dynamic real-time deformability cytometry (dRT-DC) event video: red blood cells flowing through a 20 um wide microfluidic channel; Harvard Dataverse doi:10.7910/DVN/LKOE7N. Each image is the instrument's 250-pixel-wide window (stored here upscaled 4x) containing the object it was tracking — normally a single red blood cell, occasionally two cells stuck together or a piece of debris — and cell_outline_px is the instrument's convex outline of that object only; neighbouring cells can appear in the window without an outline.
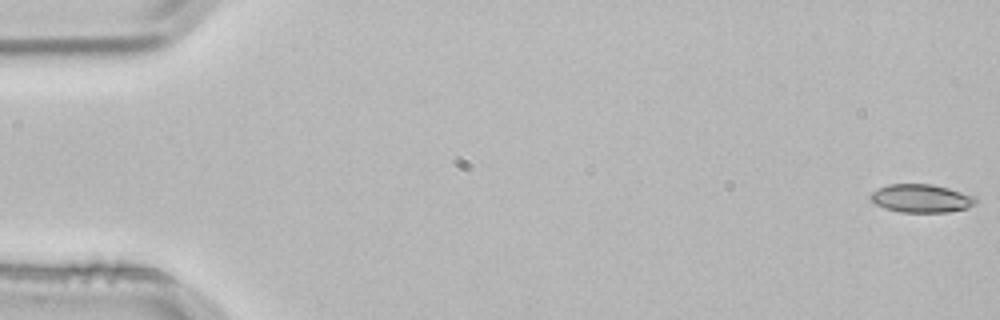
{"species": "common noctule bat (a hibernating species)", "species_latin": "Nyctalus noctula", "temperature_condition": "room temperature", "stored_images_in_passage": 4, "camera_frame_rate_fps": 3000, "um_per_image_px": 0.085, "animal": {"sex": "male", "body_mass_g": 21.5, "forearm_length_mm": 52.0}, "frame": {"image": 1, "passage_image": 1, "time_ms": 0.0, "image_size_px": [1000, 320], "cell_outline_px": [[976, 204], [968, 208], [948, 212], [900, 212], [884, 208], [876, 204], [868, 196], [872, 192], [888, 184], [932, 184], [948, 188], [976, 196]], "centroid_in_image_um": [78.33, 16.86], "position_along_channel_um": 6.7, "area_um2": 17.34}}
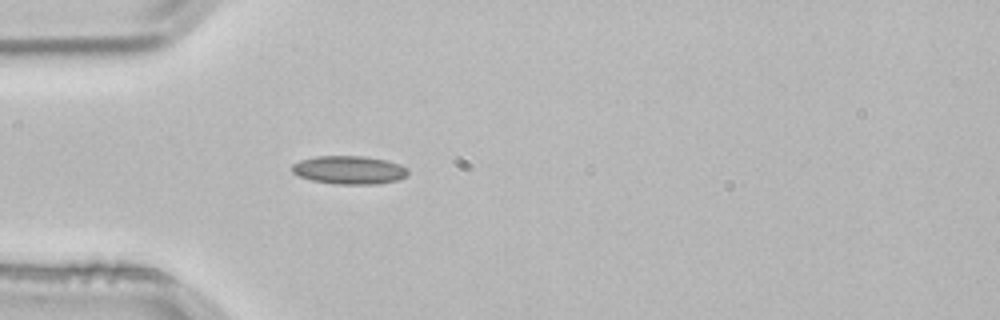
{"frame": {"image": 2, "passage_image": 4, "time_ms": 1.0, "image_size_px": [1000, 320], "cell_outline_px": [[408, 176], [396, 180], [376, 184], [336, 184], [312, 180], [300, 176], [292, 172], [292, 164], [300, 160], [316, 156], [364, 156], [388, 160], [400, 164], [408, 168]], "centroid_in_image_um": [29.71, 14.44], "position_along_channel_um": 55.3, "area_um2": 19.19}}